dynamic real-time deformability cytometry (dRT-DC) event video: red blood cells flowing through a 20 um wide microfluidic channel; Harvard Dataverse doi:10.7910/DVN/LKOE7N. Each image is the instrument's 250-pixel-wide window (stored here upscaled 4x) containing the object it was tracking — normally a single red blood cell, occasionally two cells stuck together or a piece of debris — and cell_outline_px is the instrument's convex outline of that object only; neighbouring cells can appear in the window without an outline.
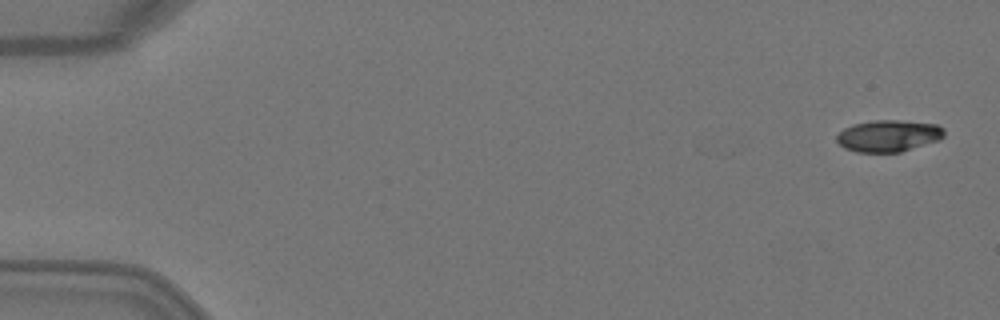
{"species": "Egyptian fruit bat (a non-hibernating species)", "species_latin": "Rousettus aegyptiacus", "temperature_condition": "warm", "stored_images_in_passage": 5, "camera_frame_rate_fps": 3000, "um_per_image_px": 0.085, "animal": {"sex": "female"}, "frame": {"image": 1, "passage_image": 1, "time_ms": 0.0, "image_size_px": [1000, 320], "cell_outline_px": [[944, 136], [940, 140], [900, 152], [856, 152], [844, 148], [836, 140], [836, 136], [844, 128], [852, 124], [872, 120], [896, 120], [936, 124], [944, 128]], "centroid_in_image_um": [75.52, 11.54], "position_along_channel_um": 9.5, "area_um2": 19.94}}
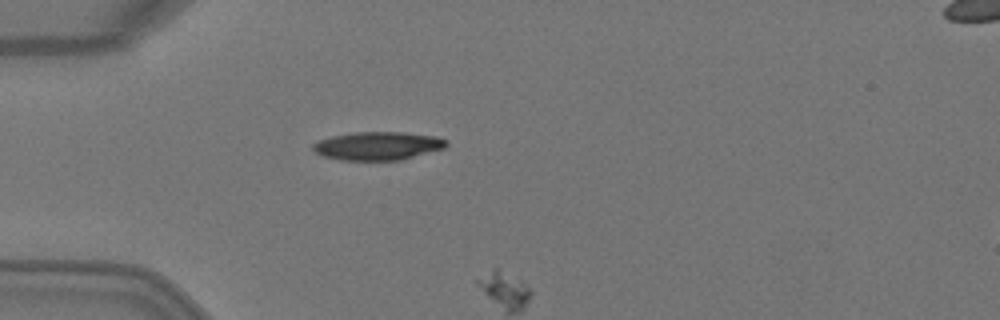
{"frame": {"image": 2, "passage_image": 4, "time_ms": 1.0, "image_size_px": [1000, 320], "cell_outline_px": [[448, 144], [444, 148], [400, 160], [340, 160], [324, 156], [316, 152], [312, 148], [312, 144], [320, 140], [332, 136], [356, 132], [404, 132], [436, 136], [448, 140]], "centroid_in_image_um": [32.13, 12.39], "position_along_channel_um": 52.9, "area_um2": 21.91}}